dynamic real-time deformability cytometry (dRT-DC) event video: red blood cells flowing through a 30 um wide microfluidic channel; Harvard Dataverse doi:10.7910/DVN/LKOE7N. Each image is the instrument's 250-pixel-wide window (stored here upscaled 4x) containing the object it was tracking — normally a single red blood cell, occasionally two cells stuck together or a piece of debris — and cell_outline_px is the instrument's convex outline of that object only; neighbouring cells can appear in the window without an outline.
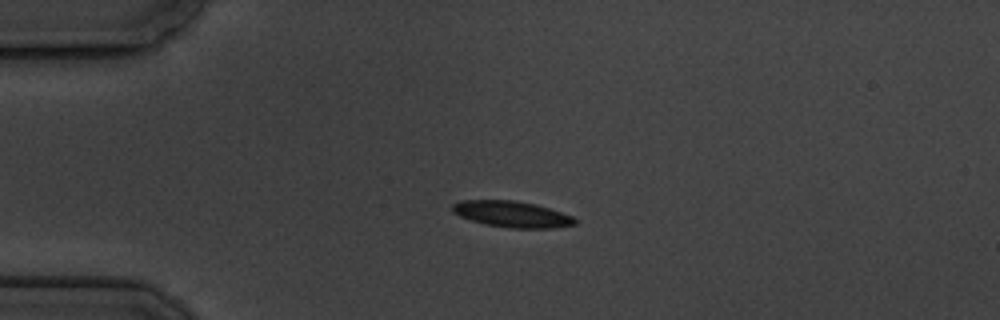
{"species": "common noctule bat (a hibernating species)", "species_latin": "Nyctalus noctula", "temperature_condition": "cold", "stored_images_in_passage": 4, "camera_frame_rate_fps": 3000, "um_per_image_px": 0.085, "animal": {"sex": "male", "body_mass_g": 19.5, "forearm_length_mm": 54.6}, "frame": {"image": 1, "passage_image": 3, "time_ms": 2.333, "image_size_px": [1000, 320], "cell_outline_px": [[576, 224], [556, 228], [512, 228], [484, 224], [460, 216], [452, 212], [452, 204], [460, 200], [516, 200], [536, 204], [572, 216], [576, 220]], "centroid_in_image_um": [43.5, 18.2], "position_along_channel_um": 41.5, "area_um2": 18.67}}